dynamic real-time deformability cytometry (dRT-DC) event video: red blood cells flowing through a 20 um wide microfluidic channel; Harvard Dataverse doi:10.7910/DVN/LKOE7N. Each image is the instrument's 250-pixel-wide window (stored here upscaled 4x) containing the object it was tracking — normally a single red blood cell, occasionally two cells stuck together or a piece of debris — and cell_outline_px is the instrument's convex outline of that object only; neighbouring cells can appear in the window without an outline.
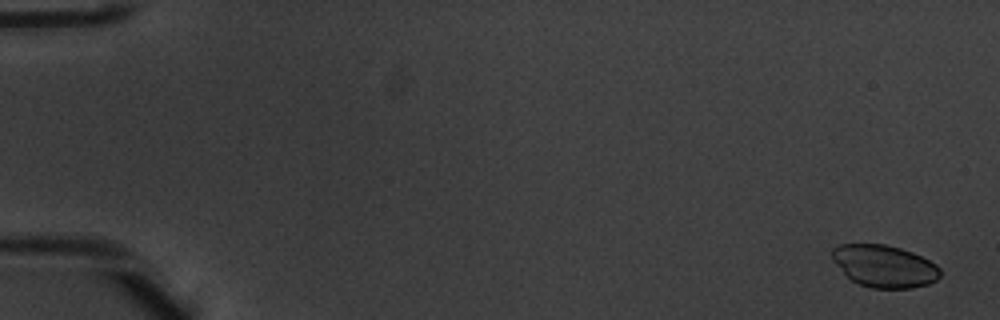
{"species": "common noctule bat (a hibernating species)", "species_latin": "Nyctalus noctula", "temperature_condition": "warm", "stored_images_in_passage": 54, "camera_frame_rate_fps": 3000, "um_per_image_px": 0.085, "animal": {"sex": "male", "body_mass_g": 20.1, "forearm_length_mm": 53.5}, "frame": {"image": 1, "passage_image": 3, "time_ms": 0.667, "image_size_px": [1000, 320], "cell_outline_px": [[940, 276], [936, 280], [928, 284], [912, 288], [872, 288], [860, 284], [852, 280], [832, 260], [832, 248], [840, 244], [884, 244], [900, 248], [912, 252], [936, 264], [940, 268]], "centroid_in_image_um": [75.17, 22.62], "position_along_channel_um": 9.8, "area_um2": 26.41}}
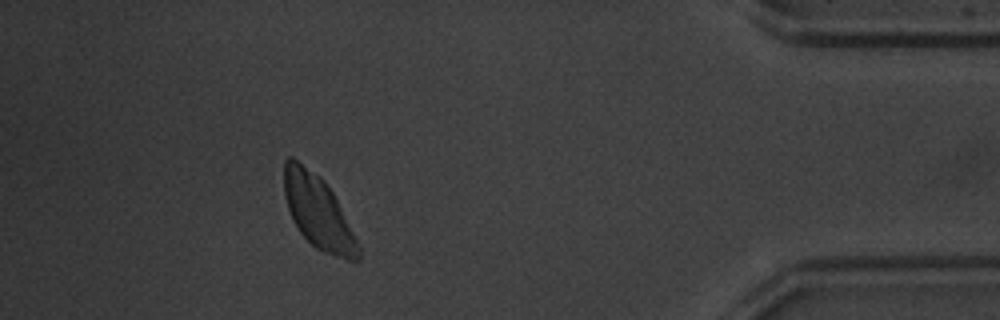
{"frame": {"image": 2, "passage_image": 49, "time_ms": 16.0, "image_size_px": [1000, 320], "cell_outline_px": [[360, 260], [348, 260], [336, 256], [316, 248], [300, 232], [292, 220], [284, 196], [284, 160], [288, 156], [292, 156], [320, 176], [324, 180], [332, 192], [360, 248]], "centroid_in_image_um": [26.99, 17.99], "position_along_channel_um": 408.2, "area_um2": 31.1}}